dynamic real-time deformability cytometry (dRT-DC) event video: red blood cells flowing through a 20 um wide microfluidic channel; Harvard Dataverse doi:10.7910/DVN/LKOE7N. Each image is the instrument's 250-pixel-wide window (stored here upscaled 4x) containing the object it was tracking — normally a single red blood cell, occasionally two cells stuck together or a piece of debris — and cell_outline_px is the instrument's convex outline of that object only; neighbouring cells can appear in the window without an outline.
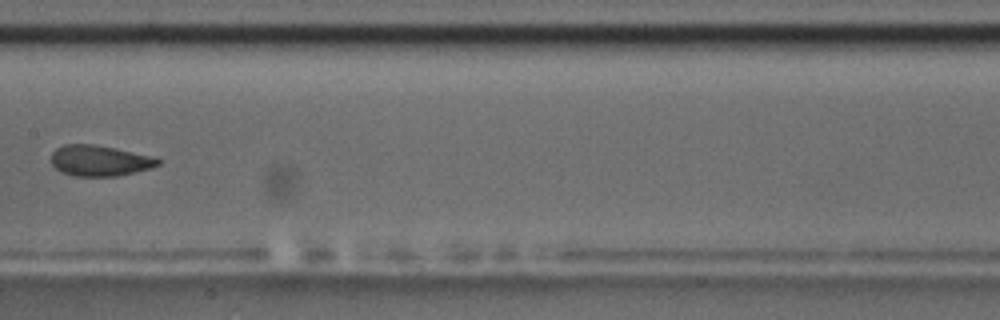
{"species": "common noctule bat (a hibernating species)", "species_latin": "Nyctalus noctula", "temperature_condition": "room temperature", "stored_images_in_passage": 7, "camera_frame_rate_fps": 3000, "um_per_image_px": 0.085, "animal": {"sex": "male", "body_mass_g": 17.5, "forearm_length_mm": 52.3}, "frame": {"image": 1, "passage_image": 7, "time_ms": 7.0, "image_size_px": [1000, 320], "cell_outline_px": [[160, 164], [152, 168], [136, 172], [116, 176], [76, 176], [60, 172], [52, 164], [52, 152], [56, 148], [64, 144], [96, 144], [156, 156], [160, 160]], "centroid_in_image_um": [8.51, 13.65], "position_along_channel_um": 198.9, "area_um2": 19.42}}